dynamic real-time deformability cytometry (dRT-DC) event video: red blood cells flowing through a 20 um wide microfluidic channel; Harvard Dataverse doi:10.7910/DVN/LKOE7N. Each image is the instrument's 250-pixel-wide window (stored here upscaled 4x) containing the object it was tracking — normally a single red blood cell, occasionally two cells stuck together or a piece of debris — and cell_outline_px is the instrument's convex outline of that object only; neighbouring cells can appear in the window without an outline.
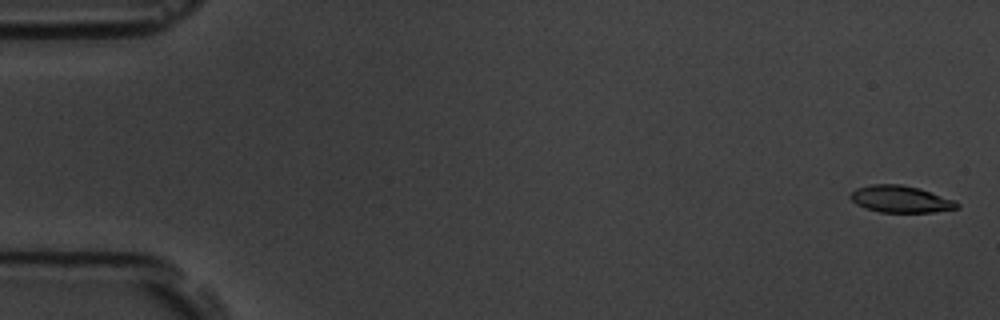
{"species": "common noctule bat (a hibernating species)", "species_latin": "Nyctalus noctula", "temperature_condition": "room temperature", "stored_images_in_passage": 57, "camera_frame_rate_fps": 3000, "um_per_image_px": 0.085, "animal": {"sex": "male", "body_mass_g": 19.5, "forearm_length_mm": 54.6}, "frame": {"image": 1, "passage_image": 2, "time_ms": 0.333, "image_size_px": [1000, 320], "cell_outline_px": [[960, 208], [932, 212], [880, 212], [864, 208], [856, 204], [848, 196], [856, 188], [872, 184], [900, 184], [920, 188], [956, 200], [960, 204]], "centroid_in_image_um": [76.57, 16.92], "position_along_channel_um": 8.4, "area_um2": 16.88}}
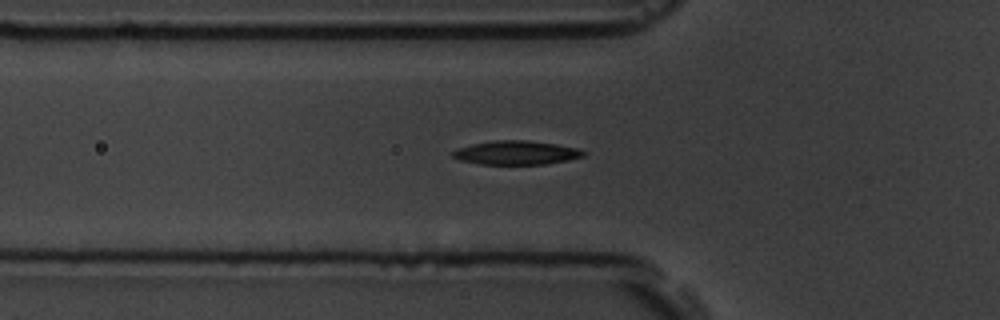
{"frame": {"image": 2, "passage_image": 20, "time_ms": 6.333, "image_size_px": [1000, 320], "cell_outline_px": [[588, 152], [584, 156], [568, 160], [548, 164], [480, 164], [460, 160], [452, 156], [452, 152], [456, 148], [472, 144], [496, 140], [524, 140], [556, 144], [580, 148]], "centroid_in_image_um": [43.92, 12.98], "position_along_channel_um": 81.9, "area_um2": 18.26}}
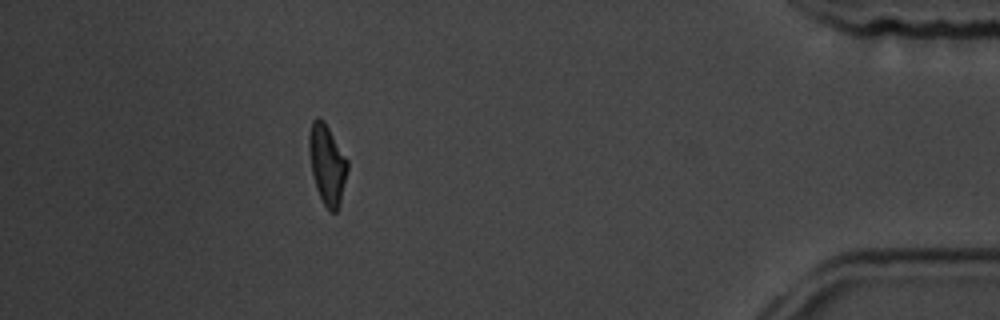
{"frame": {"image": 3, "passage_image": 51, "time_ms": 16.667, "image_size_px": [1000, 320], "cell_outline_px": [[348, 168], [340, 204], [336, 212], [328, 212], [316, 188], [312, 172], [308, 148], [308, 136], [312, 120], [316, 116], [324, 120], [348, 160]], "centroid_in_image_um": [27.8, 13.95], "position_along_channel_um": 407.4, "area_um2": 17.98}, "authors_computed_cell_mechanics": {"area_um2": 17.918, "velocity_mm_per_s": 3.6513, "shape_relaxation_time_tau1_ms": 3.5827, "shape_relaxation_time_tau2_ms": 3.2041, "deformation_change_tau1": 0.1682, "deformation_change_tau2": 0.0914}}